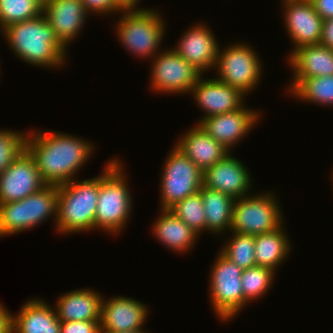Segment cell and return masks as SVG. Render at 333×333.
<instances>
[{
  "instance_id": "1",
  "label": "cell",
  "mask_w": 333,
  "mask_h": 333,
  "mask_svg": "<svg viewBox=\"0 0 333 333\" xmlns=\"http://www.w3.org/2000/svg\"><path fill=\"white\" fill-rule=\"evenodd\" d=\"M49 132V133H48ZM39 132L27 135L25 149L33 157L40 176L47 185H62L74 180L84 166L93 145L66 133Z\"/></svg>"
},
{
  "instance_id": "2",
  "label": "cell",
  "mask_w": 333,
  "mask_h": 333,
  "mask_svg": "<svg viewBox=\"0 0 333 333\" xmlns=\"http://www.w3.org/2000/svg\"><path fill=\"white\" fill-rule=\"evenodd\" d=\"M2 32L11 50L33 66L56 68L65 63L66 48L57 39L43 14L11 24Z\"/></svg>"
},
{
  "instance_id": "3",
  "label": "cell",
  "mask_w": 333,
  "mask_h": 333,
  "mask_svg": "<svg viewBox=\"0 0 333 333\" xmlns=\"http://www.w3.org/2000/svg\"><path fill=\"white\" fill-rule=\"evenodd\" d=\"M99 176V194L94 220V229L119 233L125 228L132 211V196L119 159H112Z\"/></svg>"
},
{
  "instance_id": "4",
  "label": "cell",
  "mask_w": 333,
  "mask_h": 333,
  "mask_svg": "<svg viewBox=\"0 0 333 333\" xmlns=\"http://www.w3.org/2000/svg\"><path fill=\"white\" fill-rule=\"evenodd\" d=\"M99 176L58 186L56 230L63 233L94 229Z\"/></svg>"
},
{
  "instance_id": "5",
  "label": "cell",
  "mask_w": 333,
  "mask_h": 333,
  "mask_svg": "<svg viewBox=\"0 0 333 333\" xmlns=\"http://www.w3.org/2000/svg\"><path fill=\"white\" fill-rule=\"evenodd\" d=\"M57 197L58 185H46L20 201L0 204V236L26 231L50 216L56 222Z\"/></svg>"
},
{
  "instance_id": "6",
  "label": "cell",
  "mask_w": 333,
  "mask_h": 333,
  "mask_svg": "<svg viewBox=\"0 0 333 333\" xmlns=\"http://www.w3.org/2000/svg\"><path fill=\"white\" fill-rule=\"evenodd\" d=\"M155 11H122V16L117 22L119 41L138 57L154 58L158 47L161 46L165 25L161 14Z\"/></svg>"
},
{
  "instance_id": "7",
  "label": "cell",
  "mask_w": 333,
  "mask_h": 333,
  "mask_svg": "<svg viewBox=\"0 0 333 333\" xmlns=\"http://www.w3.org/2000/svg\"><path fill=\"white\" fill-rule=\"evenodd\" d=\"M275 198L266 192L235 199L229 231L255 236L283 226L282 210Z\"/></svg>"
},
{
  "instance_id": "8",
  "label": "cell",
  "mask_w": 333,
  "mask_h": 333,
  "mask_svg": "<svg viewBox=\"0 0 333 333\" xmlns=\"http://www.w3.org/2000/svg\"><path fill=\"white\" fill-rule=\"evenodd\" d=\"M203 172L177 146L167 156L161 178V210L200 191Z\"/></svg>"
},
{
  "instance_id": "9",
  "label": "cell",
  "mask_w": 333,
  "mask_h": 333,
  "mask_svg": "<svg viewBox=\"0 0 333 333\" xmlns=\"http://www.w3.org/2000/svg\"><path fill=\"white\" fill-rule=\"evenodd\" d=\"M210 276V297L216 316L223 321L232 320L244 308L242 290V269L227 258L222 252L218 253Z\"/></svg>"
},
{
  "instance_id": "10",
  "label": "cell",
  "mask_w": 333,
  "mask_h": 333,
  "mask_svg": "<svg viewBox=\"0 0 333 333\" xmlns=\"http://www.w3.org/2000/svg\"><path fill=\"white\" fill-rule=\"evenodd\" d=\"M234 44L218 51L216 68L219 81L246 93L253 90L261 77L262 65L257 53L246 44Z\"/></svg>"
},
{
  "instance_id": "11",
  "label": "cell",
  "mask_w": 333,
  "mask_h": 333,
  "mask_svg": "<svg viewBox=\"0 0 333 333\" xmlns=\"http://www.w3.org/2000/svg\"><path fill=\"white\" fill-rule=\"evenodd\" d=\"M152 60L151 87L163 93L191 92L196 81L203 76L191 63L182 58L174 49L162 51Z\"/></svg>"
},
{
  "instance_id": "12",
  "label": "cell",
  "mask_w": 333,
  "mask_h": 333,
  "mask_svg": "<svg viewBox=\"0 0 333 333\" xmlns=\"http://www.w3.org/2000/svg\"><path fill=\"white\" fill-rule=\"evenodd\" d=\"M47 184L30 153H22L0 174V204L20 201Z\"/></svg>"
},
{
  "instance_id": "13",
  "label": "cell",
  "mask_w": 333,
  "mask_h": 333,
  "mask_svg": "<svg viewBox=\"0 0 333 333\" xmlns=\"http://www.w3.org/2000/svg\"><path fill=\"white\" fill-rule=\"evenodd\" d=\"M285 27L294 43L301 46L320 44L323 19L315 11L311 0H284Z\"/></svg>"
},
{
  "instance_id": "14",
  "label": "cell",
  "mask_w": 333,
  "mask_h": 333,
  "mask_svg": "<svg viewBox=\"0 0 333 333\" xmlns=\"http://www.w3.org/2000/svg\"><path fill=\"white\" fill-rule=\"evenodd\" d=\"M249 171L239 159L231 154L203 172V187L217 190L234 199L242 198L250 191Z\"/></svg>"
},
{
  "instance_id": "15",
  "label": "cell",
  "mask_w": 333,
  "mask_h": 333,
  "mask_svg": "<svg viewBox=\"0 0 333 333\" xmlns=\"http://www.w3.org/2000/svg\"><path fill=\"white\" fill-rule=\"evenodd\" d=\"M102 300L100 331L116 333L141 330L147 319L148 309L143 303L123 296ZM146 318V319H145Z\"/></svg>"
},
{
  "instance_id": "16",
  "label": "cell",
  "mask_w": 333,
  "mask_h": 333,
  "mask_svg": "<svg viewBox=\"0 0 333 333\" xmlns=\"http://www.w3.org/2000/svg\"><path fill=\"white\" fill-rule=\"evenodd\" d=\"M259 114L243 105L232 112L204 117L198 124L229 150L257 124Z\"/></svg>"
},
{
  "instance_id": "17",
  "label": "cell",
  "mask_w": 333,
  "mask_h": 333,
  "mask_svg": "<svg viewBox=\"0 0 333 333\" xmlns=\"http://www.w3.org/2000/svg\"><path fill=\"white\" fill-rule=\"evenodd\" d=\"M42 14L54 30L57 39L67 48L80 33L89 13L81 0H43Z\"/></svg>"
},
{
  "instance_id": "18",
  "label": "cell",
  "mask_w": 333,
  "mask_h": 333,
  "mask_svg": "<svg viewBox=\"0 0 333 333\" xmlns=\"http://www.w3.org/2000/svg\"><path fill=\"white\" fill-rule=\"evenodd\" d=\"M190 93L196 99V104L205 111L203 118L235 111L244 105L245 99L240 90L216 78L202 80L200 77Z\"/></svg>"
},
{
  "instance_id": "19",
  "label": "cell",
  "mask_w": 333,
  "mask_h": 333,
  "mask_svg": "<svg viewBox=\"0 0 333 333\" xmlns=\"http://www.w3.org/2000/svg\"><path fill=\"white\" fill-rule=\"evenodd\" d=\"M188 29L174 50L203 74L210 67H216L219 46L206 25L199 23Z\"/></svg>"
},
{
  "instance_id": "20",
  "label": "cell",
  "mask_w": 333,
  "mask_h": 333,
  "mask_svg": "<svg viewBox=\"0 0 333 333\" xmlns=\"http://www.w3.org/2000/svg\"><path fill=\"white\" fill-rule=\"evenodd\" d=\"M289 57L290 65L294 69L290 91L304 78L333 75V49L326 46H301L291 52Z\"/></svg>"
},
{
  "instance_id": "21",
  "label": "cell",
  "mask_w": 333,
  "mask_h": 333,
  "mask_svg": "<svg viewBox=\"0 0 333 333\" xmlns=\"http://www.w3.org/2000/svg\"><path fill=\"white\" fill-rule=\"evenodd\" d=\"M196 126L188 130L175 146L204 172L222 160L230 151L212 138L199 124Z\"/></svg>"
},
{
  "instance_id": "22",
  "label": "cell",
  "mask_w": 333,
  "mask_h": 333,
  "mask_svg": "<svg viewBox=\"0 0 333 333\" xmlns=\"http://www.w3.org/2000/svg\"><path fill=\"white\" fill-rule=\"evenodd\" d=\"M42 299L25 302L18 314L12 315V333H60L56 310Z\"/></svg>"
},
{
  "instance_id": "23",
  "label": "cell",
  "mask_w": 333,
  "mask_h": 333,
  "mask_svg": "<svg viewBox=\"0 0 333 333\" xmlns=\"http://www.w3.org/2000/svg\"><path fill=\"white\" fill-rule=\"evenodd\" d=\"M56 302L60 321H100L102 298L90 289H77L64 293Z\"/></svg>"
},
{
  "instance_id": "24",
  "label": "cell",
  "mask_w": 333,
  "mask_h": 333,
  "mask_svg": "<svg viewBox=\"0 0 333 333\" xmlns=\"http://www.w3.org/2000/svg\"><path fill=\"white\" fill-rule=\"evenodd\" d=\"M162 213L153 225V233L156 239L167 248L177 252L186 251L192 248L197 239L195 233L182 220L177 218L170 210H161Z\"/></svg>"
},
{
  "instance_id": "25",
  "label": "cell",
  "mask_w": 333,
  "mask_h": 333,
  "mask_svg": "<svg viewBox=\"0 0 333 333\" xmlns=\"http://www.w3.org/2000/svg\"><path fill=\"white\" fill-rule=\"evenodd\" d=\"M202 196L204 212L206 214V230L211 233H222L230 230L235 199L223 192L205 188L199 191Z\"/></svg>"
},
{
  "instance_id": "26",
  "label": "cell",
  "mask_w": 333,
  "mask_h": 333,
  "mask_svg": "<svg viewBox=\"0 0 333 333\" xmlns=\"http://www.w3.org/2000/svg\"><path fill=\"white\" fill-rule=\"evenodd\" d=\"M290 240L285 234L283 227L276 230L255 235V262L256 266H262L276 271L278 265L289 254Z\"/></svg>"
},
{
  "instance_id": "27",
  "label": "cell",
  "mask_w": 333,
  "mask_h": 333,
  "mask_svg": "<svg viewBox=\"0 0 333 333\" xmlns=\"http://www.w3.org/2000/svg\"><path fill=\"white\" fill-rule=\"evenodd\" d=\"M288 92L302 101L333 105V75L304 78Z\"/></svg>"
},
{
  "instance_id": "28",
  "label": "cell",
  "mask_w": 333,
  "mask_h": 333,
  "mask_svg": "<svg viewBox=\"0 0 333 333\" xmlns=\"http://www.w3.org/2000/svg\"><path fill=\"white\" fill-rule=\"evenodd\" d=\"M42 10L43 0H0V28L34 19Z\"/></svg>"
},
{
  "instance_id": "29",
  "label": "cell",
  "mask_w": 333,
  "mask_h": 333,
  "mask_svg": "<svg viewBox=\"0 0 333 333\" xmlns=\"http://www.w3.org/2000/svg\"><path fill=\"white\" fill-rule=\"evenodd\" d=\"M230 241L220 251L242 270L256 266L255 236L233 232Z\"/></svg>"
},
{
  "instance_id": "30",
  "label": "cell",
  "mask_w": 333,
  "mask_h": 333,
  "mask_svg": "<svg viewBox=\"0 0 333 333\" xmlns=\"http://www.w3.org/2000/svg\"><path fill=\"white\" fill-rule=\"evenodd\" d=\"M169 210L195 233L200 235L202 231H206V214L200 192L179 201Z\"/></svg>"
},
{
  "instance_id": "31",
  "label": "cell",
  "mask_w": 333,
  "mask_h": 333,
  "mask_svg": "<svg viewBox=\"0 0 333 333\" xmlns=\"http://www.w3.org/2000/svg\"><path fill=\"white\" fill-rule=\"evenodd\" d=\"M274 275V271L262 266H254L242 271L241 286L244 295V307L246 303L256 300L268 292Z\"/></svg>"
},
{
  "instance_id": "32",
  "label": "cell",
  "mask_w": 333,
  "mask_h": 333,
  "mask_svg": "<svg viewBox=\"0 0 333 333\" xmlns=\"http://www.w3.org/2000/svg\"><path fill=\"white\" fill-rule=\"evenodd\" d=\"M21 133L11 130H0V174L25 149L27 135L23 134V132Z\"/></svg>"
},
{
  "instance_id": "33",
  "label": "cell",
  "mask_w": 333,
  "mask_h": 333,
  "mask_svg": "<svg viewBox=\"0 0 333 333\" xmlns=\"http://www.w3.org/2000/svg\"><path fill=\"white\" fill-rule=\"evenodd\" d=\"M60 333H101L100 321H60Z\"/></svg>"
},
{
  "instance_id": "34",
  "label": "cell",
  "mask_w": 333,
  "mask_h": 333,
  "mask_svg": "<svg viewBox=\"0 0 333 333\" xmlns=\"http://www.w3.org/2000/svg\"><path fill=\"white\" fill-rule=\"evenodd\" d=\"M89 13H121L122 10L115 4L114 0H81ZM92 11V12H91Z\"/></svg>"
},
{
  "instance_id": "35",
  "label": "cell",
  "mask_w": 333,
  "mask_h": 333,
  "mask_svg": "<svg viewBox=\"0 0 333 333\" xmlns=\"http://www.w3.org/2000/svg\"><path fill=\"white\" fill-rule=\"evenodd\" d=\"M311 2L323 20L333 18V0H311Z\"/></svg>"
},
{
  "instance_id": "36",
  "label": "cell",
  "mask_w": 333,
  "mask_h": 333,
  "mask_svg": "<svg viewBox=\"0 0 333 333\" xmlns=\"http://www.w3.org/2000/svg\"><path fill=\"white\" fill-rule=\"evenodd\" d=\"M320 44L333 49V18L323 21Z\"/></svg>"
},
{
  "instance_id": "37",
  "label": "cell",
  "mask_w": 333,
  "mask_h": 333,
  "mask_svg": "<svg viewBox=\"0 0 333 333\" xmlns=\"http://www.w3.org/2000/svg\"><path fill=\"white\" fill-rule=\"evenodd\" d=\"M0 333H12V314L0 304Z\"/></svg>"
},
{
  "instance_id": "38",
  "label": "cell",
  "mask_w": 333,
  "mask_h": 333,
  "mask_svg": "<svg viewBox=\"0 0 333 333\" xmlns=\"http://www.w3.org/2000/svg\"><path fill=\"white\" fill-rule=\"evenodd\" d=\"M115 4L122 10V11H143V10H147V9H140V8H136L135 6H137V3L140 0H114Z\"/></svg>"
},
{
  "instance_id": "39",
  "label": "cell",
  "mask_w": 333,
  "mask_h": 333,
  "mask_svg": "<svg viewBox=\"0 0 333 333\" xmlns=\"http://www.w3.org/2000/svg\"><path fill=\"white\" fill-rule=\"evenodd\" d=\"M116 333H145L144 330H133V331H125V332H116Z\"/></svg>"
}]
</instances>
